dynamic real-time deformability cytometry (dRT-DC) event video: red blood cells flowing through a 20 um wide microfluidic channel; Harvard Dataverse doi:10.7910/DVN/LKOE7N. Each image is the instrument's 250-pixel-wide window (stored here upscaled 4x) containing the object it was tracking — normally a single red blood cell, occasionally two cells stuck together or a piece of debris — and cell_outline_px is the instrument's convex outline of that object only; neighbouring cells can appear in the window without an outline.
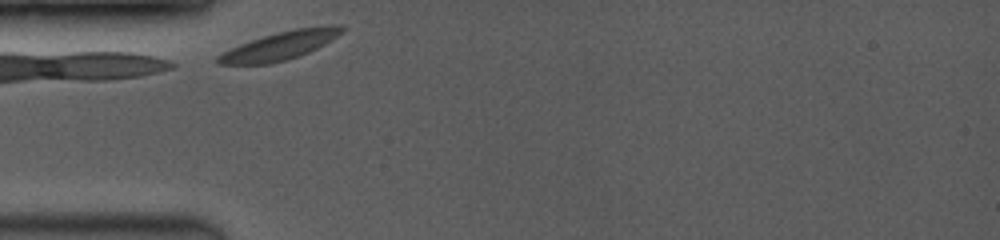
{"species": "common noctule bat (a hibernating species)", "species_latin": "Nyctalus noctula", "temperature_condition": "room temperature", "stored_images_in_passage": 23, "camera_frame_rate_fps": 3500, "um_per_image_px": 0.085, "animal": {"sex": "female", "body_mass_g": 19.0, "forearm_length_mm": 53.3}, "frame": {"image": 1, "passage_image": 1, "time_ms": 0.0, "image_size_px": [1000, 240], "cell_outline_px": [[348, 28], [344, 32], [332, 40], [300, 56], [268, 64], [216, 64], [216, 56], [240, 44], [276, 32], [296, 28], [328, 24], [344, 24]], "centroid_in_image_um": [23.91, 3.85], "position_along_channel_um": 61.1, "area_um2": 20.58}}
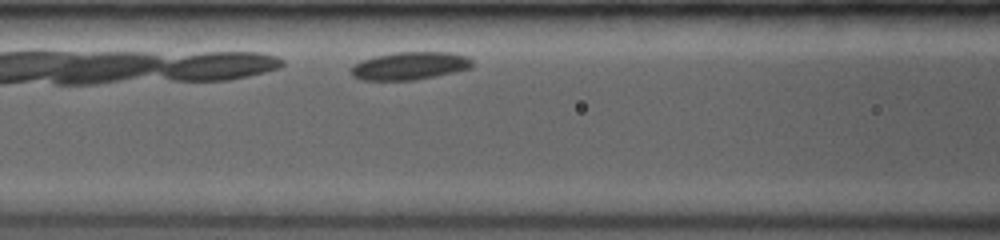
{"frame": {"image": 2, "passage_image": 10, "time_ms": 2.0, "image_size_px": [1000, 240], "cell_outline_px": [[472, 68], [436, 76], [416, 80], [360, 80], [352, 76], [352, 68], [360, 60], [376, 56], [396, 52], [448, 52], [468, 56], [472, 60]], "centroid_in_image_um": [34.86, 5.6], "position_along_channel_um": 131.7, "area_um2": 19.65}}